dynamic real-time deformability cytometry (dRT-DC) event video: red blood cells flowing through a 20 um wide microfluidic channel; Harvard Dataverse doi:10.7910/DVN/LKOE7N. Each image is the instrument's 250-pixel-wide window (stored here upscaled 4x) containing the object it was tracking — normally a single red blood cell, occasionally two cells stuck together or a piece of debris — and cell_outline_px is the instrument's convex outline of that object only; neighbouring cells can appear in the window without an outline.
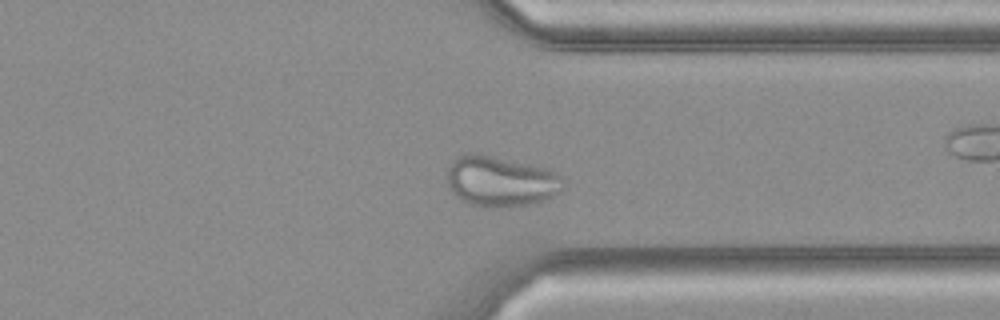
{"species": "common noctule bat (a hibernating species)", "species_latin": "Nyctalus noctula", "temperature_condition": "cold", "stored_images_in_passage": 35, "camera_frame_rate_fps": 3000, "um_per_image_px": 0.085, "animal": {"sex": "female", "body_mass_g": 21.9}, "frame": {"image": 1, "passage_image": 25, "time_ms": 8.0, "image_size_px": [1000, 320], "cell_outline_px": [[564, 188], [552, 196], [544, 200], [532, 204], [496, 208], [484, 208], [468, 204], [460, 200], [452, 192], [448, 184], [448, 168], [452, 160], [468, 152], [480, 152], [548, 168], [564, 176]], "centroid_in_image_um": [42.57, 15.4], "position_along_channel_um": 368.8, "area_um2": 35.03}}